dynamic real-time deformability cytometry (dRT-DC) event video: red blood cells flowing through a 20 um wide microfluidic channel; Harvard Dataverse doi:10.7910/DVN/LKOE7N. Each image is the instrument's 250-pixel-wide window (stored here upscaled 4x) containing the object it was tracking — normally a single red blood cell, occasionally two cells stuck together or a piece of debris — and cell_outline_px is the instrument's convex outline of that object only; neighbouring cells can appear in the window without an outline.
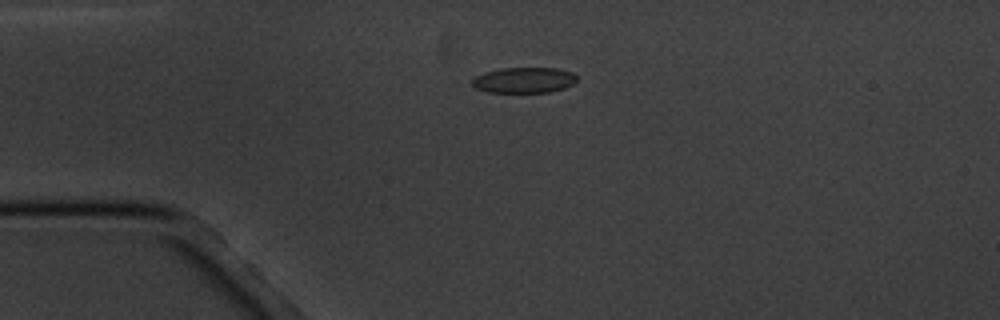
{"species": "common noctule bat (a hibernating species)", "species_latin": "Nyctalus noctula", "temperature_condition": "cold", "stored_images_in_passage": 6, "camera_frame_rate_fps": 3000, "um_per_image_px": 0.085, "animal": {"sex": "male", "body_mass_g": 20.1, "forearm_length_mm": 53.5}, "frame": {"image": 1, "passage_image": 4, "time_ms": 3.333, "image_size_px": [1000, 320], "cell_outline_px": [[576, 80], [572, 84], [564, 88], [548, 92], [488, 92], [476, 88], [472, 84], [472, 80], [476, 76], [484, 72], [500, 68], [556, 68], [572, 72], [576, 76]], "centroid_in_image_um": [44.53, 6.8], "position_along_channel_um": 40.5, "area_um2": 15.55}}
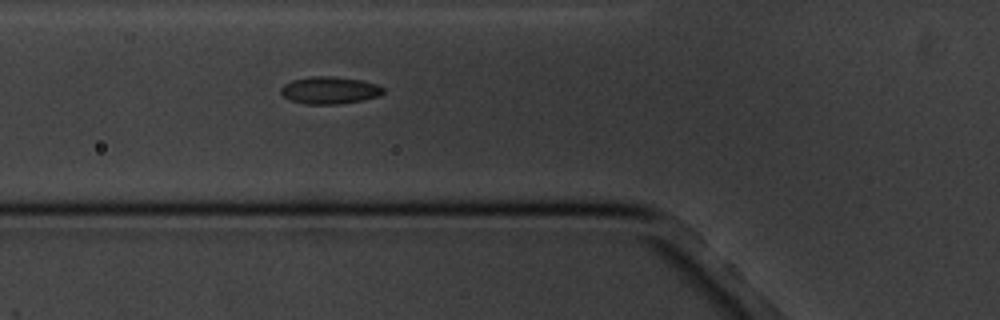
{"frame": {"image": 2, "passage_image": 6, "time_ms": 5.667, "image_size_px": [1000, 320], "cell_outline_px": [[384, 92], [380, 96], [360, 100], [336, 104], [308, 104], [292, 100], [284, 96], [280, 92], [280, 88], [284, 84], [292, 80], [308, 76], [332, 76], [360, 80], [376, 84], [384, 88]], "centroid_in_image_um": [28.01, 7.66], "position_along_channel_um": 97.8, "area_um2": 16.13}}